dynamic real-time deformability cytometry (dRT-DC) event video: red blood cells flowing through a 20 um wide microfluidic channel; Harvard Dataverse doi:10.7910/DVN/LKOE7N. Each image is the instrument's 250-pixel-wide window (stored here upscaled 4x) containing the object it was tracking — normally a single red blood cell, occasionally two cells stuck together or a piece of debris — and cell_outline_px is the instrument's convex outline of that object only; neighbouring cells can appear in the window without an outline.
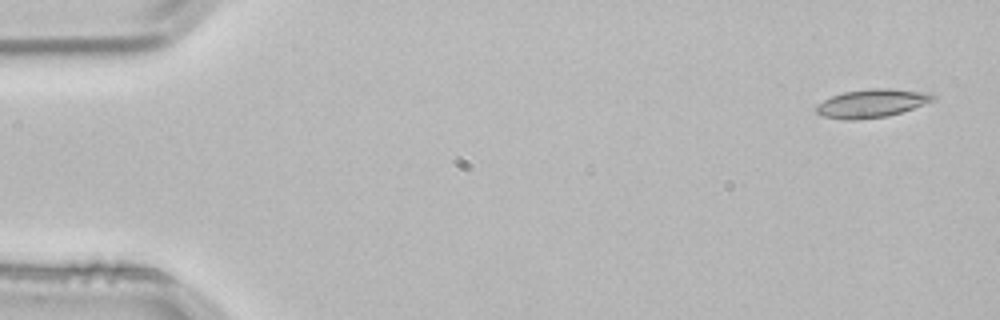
{"species": "common noctule bat (a hibernating species)", "species_latin": "Nyctalus noctula", "temperature_condition": "room temperature", "stored_images_in_passage": 2, "camera_frame_rate_fps": 3000, "um_per_image_px": 0.085, "animal": {"sex": "male", "body_mass_g": 21.5, "forearm_length_mm": 52.0}, "frame": {"image": 1, "passage_image": 2, "time_ms": 0.333, "image_size_px": [1000, 320], "cell_outline_px": [[936, 100], [888, 116], [856, 120], [848, 120], [820, 116], [816, 112], [816, 104], [832, 96], [844, 92], [868, 88], [892, 88], [932, 92], [936, 96]], "centroid_in_image_um": [74.13, 8.77], "position_along_channel_um": 10.9, "area_um2": 19.54}}